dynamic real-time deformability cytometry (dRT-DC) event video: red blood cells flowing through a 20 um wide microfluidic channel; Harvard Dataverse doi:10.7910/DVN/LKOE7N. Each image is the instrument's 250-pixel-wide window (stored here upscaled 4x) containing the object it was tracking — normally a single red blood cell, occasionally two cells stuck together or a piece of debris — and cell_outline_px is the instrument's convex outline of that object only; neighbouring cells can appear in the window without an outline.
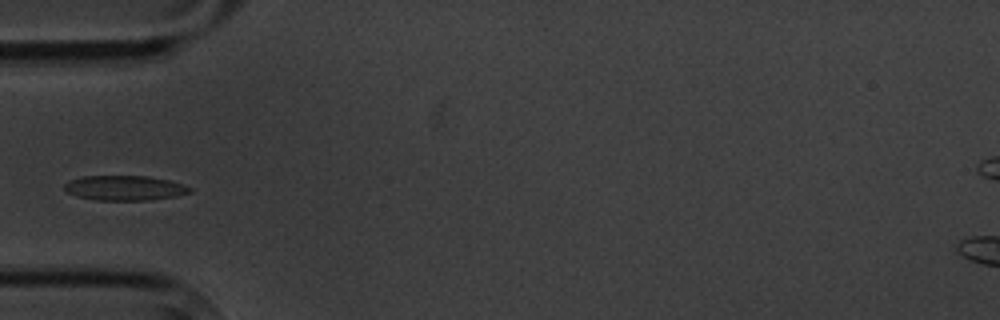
{"species": "common noctule bat (a hibernating species)", "species_latin": "Nyctalus noctula", "temperature_condition": "cold", "stored_images_in_passage": 4, "camera_frame_rate_fps": 3000, "um_per_image_px": 0.085, "animal": {"sex": "male", "body_mass_g": 20.1, "forearm_length_mm": 53.5}, "frame": {"image": 1, "passage_image": 4, "time_ms": 3.667, "image_size_px": [1000, 320], "cell_outline_px": [[192, 192], [176, 196], [148, 200], [96, 200], [76, 196], [68, 192], [64, 188], [64, 184], [68, 180], [84, 176], [148, 176], [168, 180], [192, 188]], "centroid_in_image_um": [10.57, 15.98], "position_along_channel_um": 74.4, "area_um2": 18.09}}